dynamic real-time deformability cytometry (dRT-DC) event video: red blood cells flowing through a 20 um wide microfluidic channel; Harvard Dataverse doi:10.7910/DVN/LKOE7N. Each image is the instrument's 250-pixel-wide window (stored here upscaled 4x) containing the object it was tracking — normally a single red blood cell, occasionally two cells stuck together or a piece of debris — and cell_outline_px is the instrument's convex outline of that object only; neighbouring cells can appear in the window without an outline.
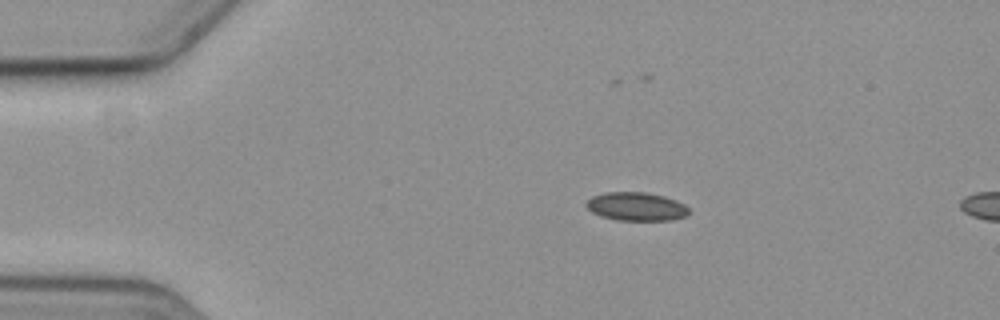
{"species": "common noctule bat (a hibernating species)", "species_latin": "Nyctalus noctula", "temperature_condition": "cold", "stored_images_in_passage": 5, "camera_frame_rate_fps": 3000, "um_per_image_px": 0.085, "animal": {"sex": "female", "body_mass_g": 19.3, "forearm_length_mm": 54.1}, "frame": {"image": 1, "passage_image": 3, "time_ms": 2.333, "image_size_px": [1000, 320], "cell_outline_px": [[688, 212], [684, 216], [672, 220], [616, 220], [600, 216], [592, 212], [584, 204], [592, 196], [604, 192], [644, 192], [664, 196], [676, 200], [684, 204], [688, 208]], "centroid_in_image_um": [54.05, 17.55], "position_along_channel_um": 31.0, "area_um2": 16.99}}